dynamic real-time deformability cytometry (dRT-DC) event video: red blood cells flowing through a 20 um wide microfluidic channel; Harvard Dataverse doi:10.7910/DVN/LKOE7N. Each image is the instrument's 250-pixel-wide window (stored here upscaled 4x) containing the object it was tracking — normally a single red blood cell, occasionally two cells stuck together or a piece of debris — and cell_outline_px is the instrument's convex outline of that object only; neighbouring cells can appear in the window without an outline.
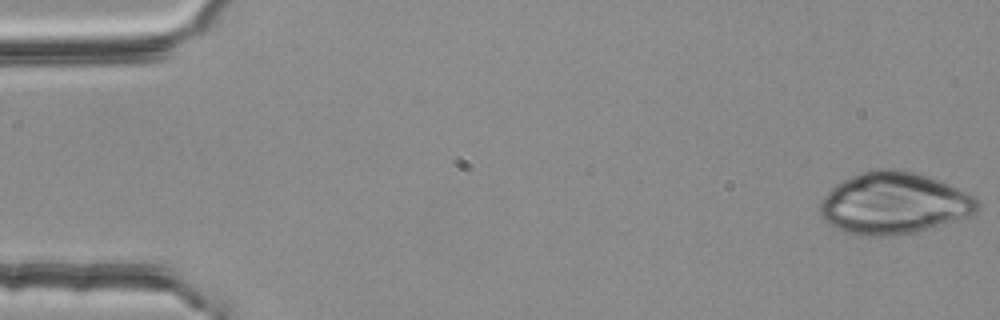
{"species": "common noctule bat (a hibernating species)", "species_latin": "Nyctalus noctula", "temperature_condition": "room temperature", "stored_images_in_passage": 54, "camera_frame_rate_fps": 3000, "um_per_image_px": 0.085, "animal": {"sex": "female", "body_mass_g": 25.1}, "frame": {"image": 1, "passage_image": 1, "time_ms": 0.0, "image_size_px": [1000, 320], "cell_outline_px": [[980, 208], [976, 212], [968, 216], [916, 232], [888, 236], [864, 236], [844, 232], [828, 224], [820, 216], [820, 204], [824, 196], [836, 184], [860, 172], [872, 168], [896, 168], [916, 172], [928, 176], [968, 192], [976, 196], [980, 204]], "centroid_in_image_um": [75.98, 17.27], "position_along_channel_um": 9.0, "area_um2": 56.93}}
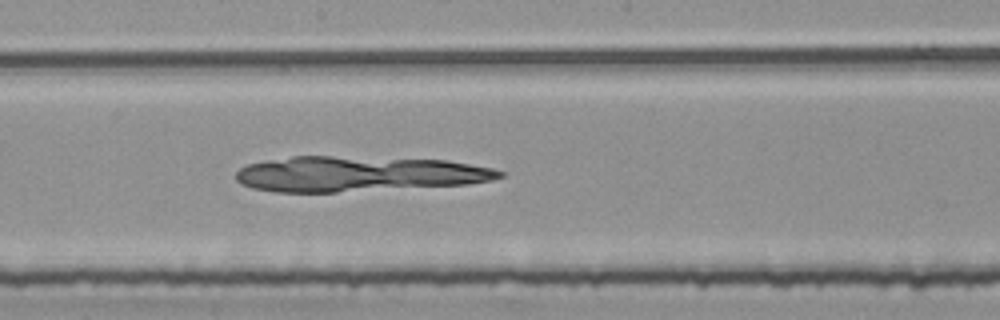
{"frame": {"image": 2, "passage_image": 29, "time_ms": 9.333, "image_size_px": [1000, 320], "cell_outline_px": [[504, 176], [492, 180], [468, 184], [336, 192], [276, 192], [252, 188], [240, 184], [236, 180], [236, 172], [240, 168], [248, 164], [268, 160], [292, 156], [332, 156], [444, 160], [492, 168], [504, 172]], "centroid_in_image_um": [30.42, 14.79], "position_along_channel_um": 217.8, "area_um2": 53.99}}
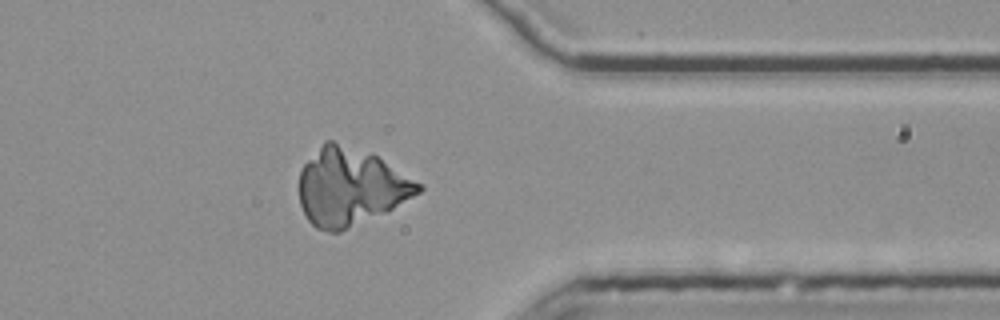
{"frame": {"image": 3, "passage_image": 43, "time_ms": 14.0, "image_size_px": [1000, 320], "cell_outline_px": [[424, 188], [420, 192], [388, 212], [340, 232], [328, 232], [316, 228], [308, 220], [300, 204], [300, 172], [304, 164], [324, 140], [332, 140], [372, 152], [424, 184]], "centroid_in_image_um": [29.83, 15.87], "position_along_channel_um": 381.6, "area_um2": 54.22}}